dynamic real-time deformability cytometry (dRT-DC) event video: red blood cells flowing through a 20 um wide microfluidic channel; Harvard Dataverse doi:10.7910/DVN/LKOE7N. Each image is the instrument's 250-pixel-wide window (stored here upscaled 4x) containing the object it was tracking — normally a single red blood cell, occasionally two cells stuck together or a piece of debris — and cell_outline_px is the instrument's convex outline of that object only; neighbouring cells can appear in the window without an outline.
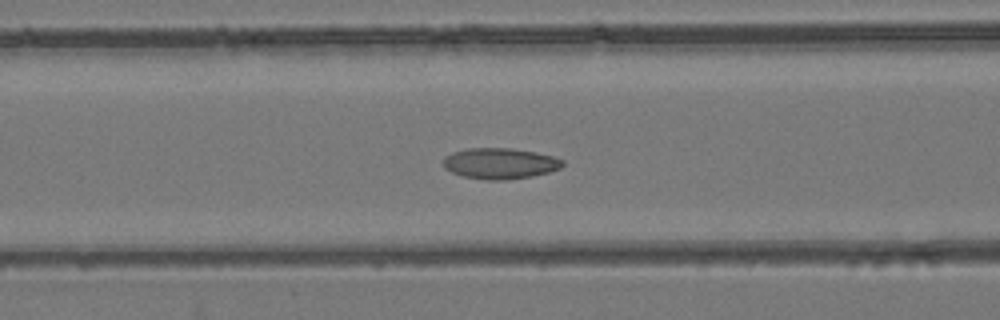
{"species": "common noctule bat (a hibernating species)", "species_latin": "Nyctalus noctula", "temperature_condition": "room temperature", "stored_images_in_passage": 55, "camera_frame_rate_fps": 3000, "um_per_image_px": 0.085, "animal": {"sex": "female", "body_mass_g": 24.6, "forearm_length_mm": 56.2}, "frame": {"image": 1, "passage_image": 23, "time_ms": 7.333, "image_size_px": [1000, 320], "cell_outline_px": [[564, 164], [560, 168], [548, 172], [532, 176], [508, 180], [488, 180], [464, 176], [452, 172], [444, 168], [444, 156], [452, 152], [468, 148], [512, 148], [552, 156], [564, 160]], "centroid_in_image_um": [42.49, 13.89], "position_along_channel_um": 124.1, "area_um2": 21.39}}
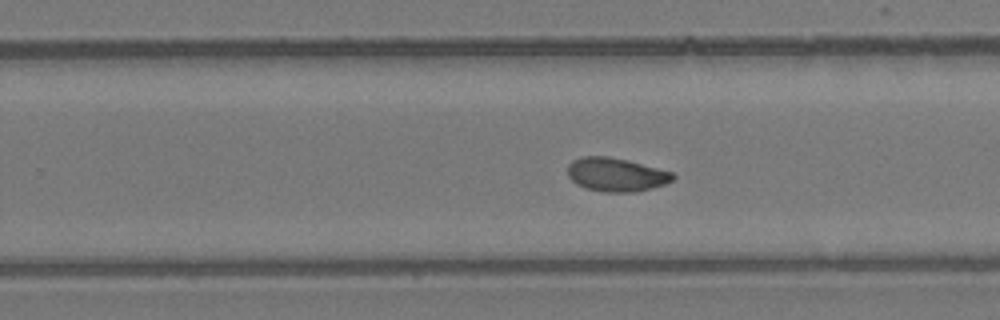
{"frame": {"image": 2, "passage_image": 35, "time_ms": 11.333, "image_size_px": [1000, 320], "cell_outline_px": [[676, 176], [672, 180], [664, 184], [652, 188], [636, 192], [604, 192], [588, 188], [576, 184], [568, 176], [568, 164], [572, 160], [580, 156], [608, 156], [628, 160], [672, 172]], "centroid_in_image_um": [52.35, 14.83], "position_along_channel_um": 277.4, "area_um2": 20.63}}
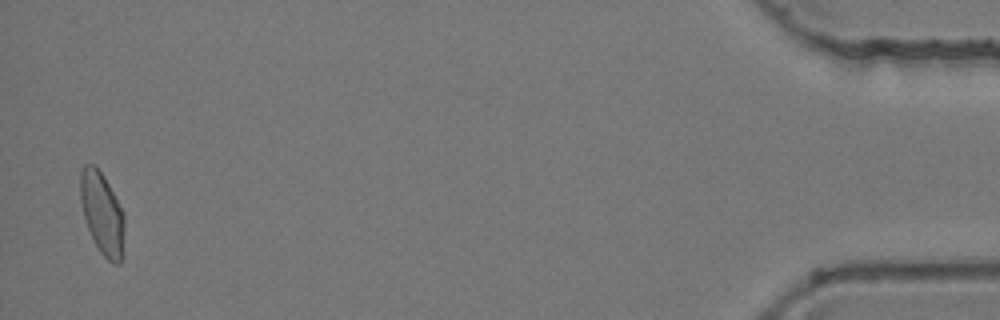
{"frame": {"image": 3, "passage_image": 54, "time_ms": 17.667, "image_size_px": [1000, 320], "cell_outline_px": [[124, 256], [120, 264], [112, 264], [100, 252], [88, 228], [84, 216], [80, 200], [80, 172], [84, 164], [92, 164], [104, 176], [124, 212]], "centroid_in_image_um": [8.71, 18.18], "position_along_channel_um": 426.5, "area_um2": 21.27}, "authors_computed_cell_mechanics": {"area_um2": 20.9814, "velocity_mm_per_s": 3.8425, "shape_relaxation_time_tau1_ms": null, "shape_relaxation_time_tau2_ms": 1.4511, "deformation_change_tau1": null, "deformation_change_tau2": 0.0511}}